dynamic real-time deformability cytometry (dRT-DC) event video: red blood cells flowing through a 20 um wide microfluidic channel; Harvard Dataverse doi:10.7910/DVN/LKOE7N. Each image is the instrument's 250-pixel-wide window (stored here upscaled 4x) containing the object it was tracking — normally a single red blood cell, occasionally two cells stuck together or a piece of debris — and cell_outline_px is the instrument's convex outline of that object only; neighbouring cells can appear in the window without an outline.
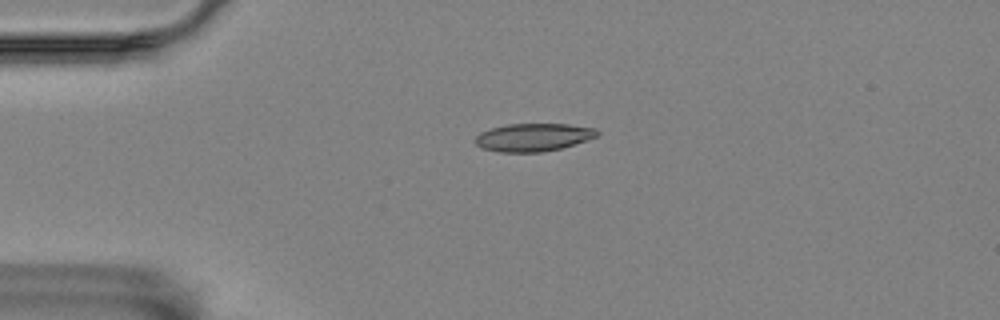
{"species": "Egyptian fruit bat (a non-hibernating species)", "species_latin": "Rousettus aegyptiacus", "temperature_condition": "room temperature", "stored_images_in_passage": 4, "camera_frame_rate_fps": 3000, "um_per_image_px": 0.085, "animal": {"sex": "female"}, "frame": {"image": 1, "passage_image": 4, "time_ms": 1.0, "image_size_px": [1000, 320], "cell_outline_px": [[600, 132], [596, 136], [588, 140], [560, 148], [540, 152], [500, 152], [480, 148], [472, 140], [480, 132], [492, 128], [508, 124], [568, 124], [596, 128]], "centroid_in_image_um": [45.3, 11.67], "position_along_channel_um": 39.7, "area_um2": 19.88}}